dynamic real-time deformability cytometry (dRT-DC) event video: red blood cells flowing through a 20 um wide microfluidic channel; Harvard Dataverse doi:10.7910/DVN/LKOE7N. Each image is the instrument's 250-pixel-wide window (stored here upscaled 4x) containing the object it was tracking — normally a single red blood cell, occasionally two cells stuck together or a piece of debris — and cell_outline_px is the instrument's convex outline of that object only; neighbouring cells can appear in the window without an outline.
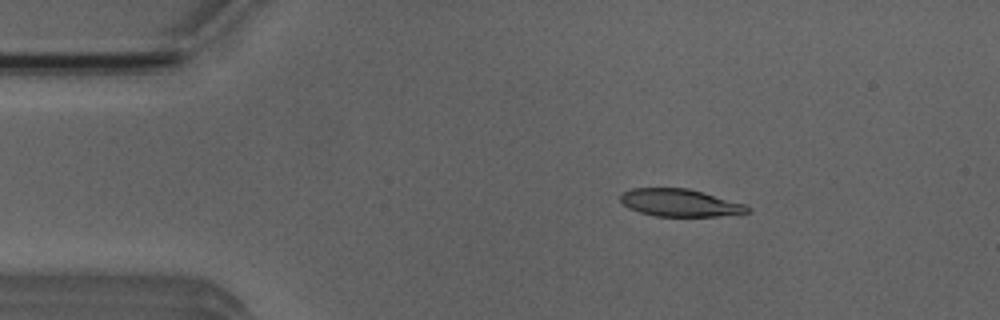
{"species": "Egyptian fruit bat (a non-hibernating species)", "species_latin": "Rousettus aegyptiacus", "temperature_condition": "room temperature", "stored_images_in_passage": 4, "camera_frame_rate_fps": 3000, "um_per_image_px": 0.085, "animal": {"sex": "male"}, "frame": {"image": 1, "passage_image": 3, "time_ms": 2.333, "image_size_px": [1000, 320], "cell_outline_px": [[752, 212], [716, 216], [656, 216], [640, 212], [628, 208], [620, 200], [620, 192], [632, 188], [688, 188], [744, 204], [752, 208]], "centroid_in_image_um": [57.77, 17.23], "position_along_channel_um": 27.2, "area_um2": 20.29}}